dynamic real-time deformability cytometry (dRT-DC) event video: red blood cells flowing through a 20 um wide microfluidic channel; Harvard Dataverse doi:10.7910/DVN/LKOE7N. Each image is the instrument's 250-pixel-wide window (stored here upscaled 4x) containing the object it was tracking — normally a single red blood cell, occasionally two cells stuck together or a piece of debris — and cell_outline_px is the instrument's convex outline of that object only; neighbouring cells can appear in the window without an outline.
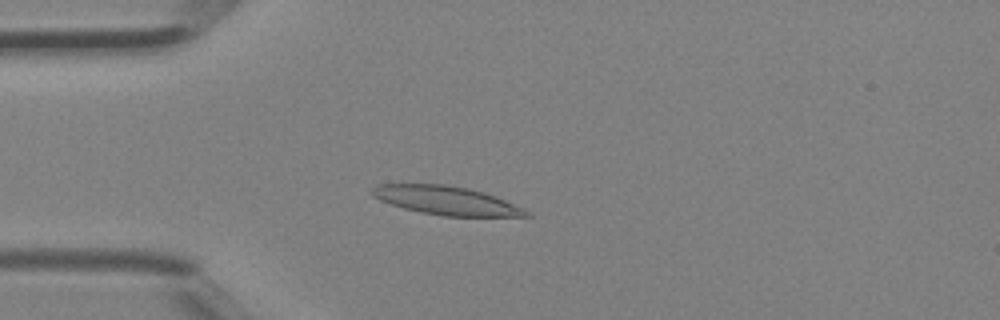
{"species": "Egyptian fruit bat (a non-hibernating species)", "species_latin": "Rousettus aegyptiacus", "temperature_condition": "room temperature", "stored_images_in_passage": 40, "camera_frame_rate_fps": 3000, "um_per_image_px": 0.085, "animal": {"sex": "female"}, "frame": {"image": 1, "passage_image": 10, "time_ms": 3.0, "image_size_px": [1000, 320], "cell_outline_px": [[532, 216], [444, 216], [420, 212], [404, 208], [380, 200], [372, 196], [368, 192], [376, 184], [444, 184], [468, 188], [484, 192], [496, 196], [524, 208]], "centroid_in_image_um": [37.91, 17.03], "position_along_channel_um": 47.1, "area_um2": 25.72}}
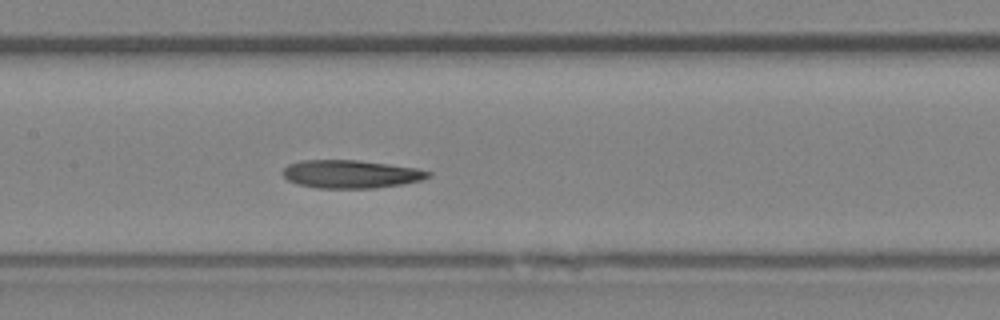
{"frame": {"image": 2, "passage_image": 19, "time_ms": 6.0, "image_size_px": [1000, 320], "cell_outline_px": [[432, 176], [420, 180], [404, 184], [376, 188], [316, 188], [296, 184], [288, 180], [284, 176], [284, 168], [288, 164], [300, 160], [360, 160], [416, 168], [432, 172]], "centroid_in_image_um": [29.83, 14.8], "position_along_channel_um": 177.6, "area_um2": 23.93}}
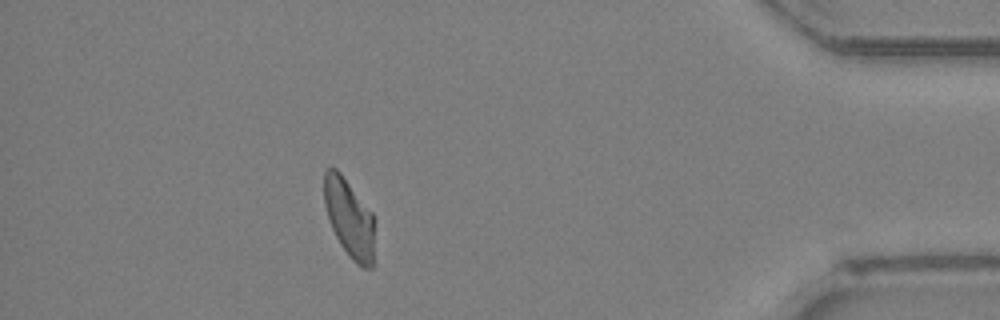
{"frame": {"image": 3, "passage_image": 36, "time_ms": 11.667, "image_size_px": [1000, 320], "cell_outline_px": [[372, 268], [360, 268], [348, 256], [340, 244], [328, 220], [324, 204], [324, 172], [328, 168], [336, 168], [340, 172], [372, 212]], "centroid_in_image_um": [29.64, 18.54], "position_along_channel_um": 405.6, "area_um2": 22.72}}